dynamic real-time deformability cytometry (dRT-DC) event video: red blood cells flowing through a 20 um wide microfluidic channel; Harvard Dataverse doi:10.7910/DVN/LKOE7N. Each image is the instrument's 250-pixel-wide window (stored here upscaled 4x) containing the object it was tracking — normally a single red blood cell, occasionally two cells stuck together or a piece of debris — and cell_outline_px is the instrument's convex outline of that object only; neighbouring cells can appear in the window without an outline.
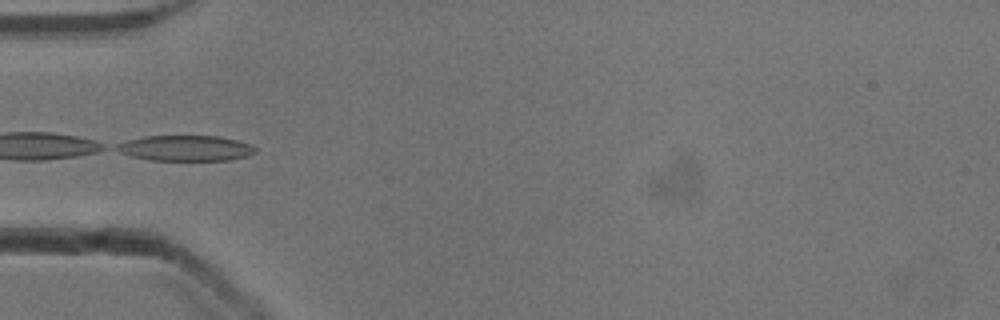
{"species": "common noctule bat (a hibernating species)", "species_latin": "Nyctalus noctula", "temperature_condition": "cold", "stored_images_in_passage": 5, "camera_frame_rate_fps": 3000, "um_per_image_px": 0.085, "animal": {"sex": "male", "body_mass_g": 13.3}, "frame": {"image": 1, "passage_image": 5, "time_ms": 1.333, "image_size_px": [1000, 320], "cell_outline_px": [[256, 152], [248, 156], [232, 160], [148, 160], [132, 156], [120, 152], [112, 148], [116, 144], [128, 140], [144, 136], [220, 136], [252, 144], [256, 148]], "centroid_in_image_um": [15.78, 12.59], "position_along_channel_um": 69.2, "area_um2": 20.81}}